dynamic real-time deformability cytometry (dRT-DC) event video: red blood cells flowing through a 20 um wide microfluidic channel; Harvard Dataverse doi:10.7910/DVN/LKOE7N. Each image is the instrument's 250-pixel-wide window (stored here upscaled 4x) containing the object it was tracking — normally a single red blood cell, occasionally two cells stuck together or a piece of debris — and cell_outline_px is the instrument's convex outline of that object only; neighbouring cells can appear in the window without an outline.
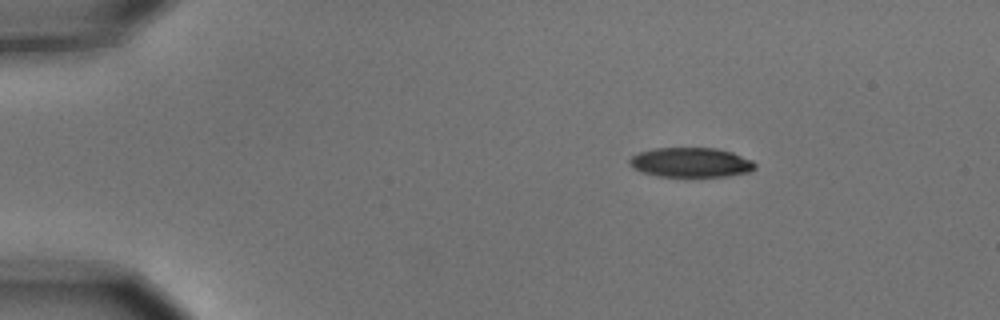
{"species": "common noctule bat (a hibernating species)", "species_latin": "Nyctalus noctula", "temperature_condition": "cold", "stored_images_in_passage": 3, "camera_frame_rate_fps": 3000, "um_per_image_px": 0.085, "animal": {"sex": "male", "body_mass_g": 15.6}, "frame": {"image": 1, "passage_image": 1, "time_ms": 0.0, "image_size_px": [1000, 320], "cell_outline_px": [[756, 168], [748, 172], [728, 176], [656, 176], [640, 172], [632, 168], [628, 164], [628, 160], [632, 156], [640, 152], [652, 148], [716, 148], [732, 152], [752, 160], [756, 164]], "centroid_in_image_um": [58.69, 13.8], "position_along_channel_um": 26.3, "area_um2": 21.79}}